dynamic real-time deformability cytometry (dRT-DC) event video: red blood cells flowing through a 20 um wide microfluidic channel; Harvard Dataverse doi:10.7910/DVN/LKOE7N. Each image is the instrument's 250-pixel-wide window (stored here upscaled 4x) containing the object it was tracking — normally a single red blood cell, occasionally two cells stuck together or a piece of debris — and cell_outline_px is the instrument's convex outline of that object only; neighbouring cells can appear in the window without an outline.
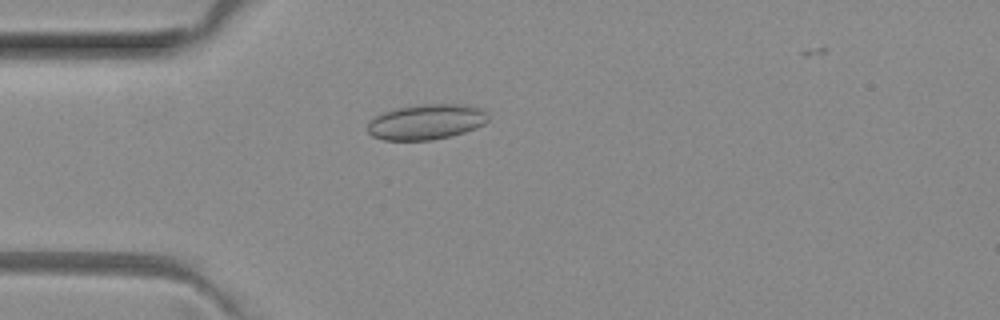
{"species": "common noctule bat (a hibernating species)", "species_latin": "Nyctalus noctula", "temperature_condition": "room temperature", "stored_images_in_passage": 38, "camera_frame_rate_fps": 3000, "um_per_image_px": 0.085, "animal": {"sex": "female", "body_mass_g": 29.2, "forearm_length_mm": 56.3}, "frame": {"image": 1, "passage_image": 1, "time_ms": 0.0, "image_size_px": [1000, 320], "cell_outline_px": [[488, 120], [484, 124], [476, 128], [464, 132], [432, 140], [384, 140], [372, 136], [368, 132], [368, 120], [392, 108], [420, 104], [468, 104], [480, 108], [488, 112]], "centroid_in_image_um": [36.23, 10.34], "position_along_channel_um": 48.8, "area_um2": 25.09}}
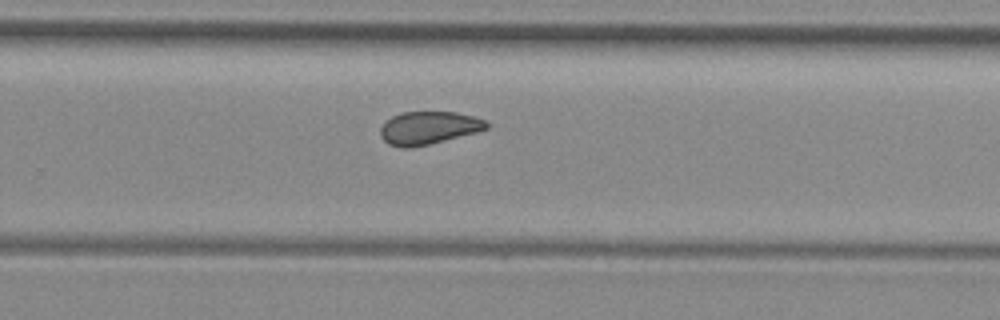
{"frame": {"image": 2, "passage_image": 20, "time_ms": 6.333, "image_size_px": [1000, 320], "cell_outline_px": [[488, 128], [476, 132], [412, 148], [400, 148], [388, 144], [380, 136], [380, 128], [392, 116], [400, 112], [452, 112], [476, 116], [484, 120], [488, 124]], "centroid_in_image_um": [36.4, 10.87], "position_along_channel_um": 293.4, "area_um2": 20.23}}
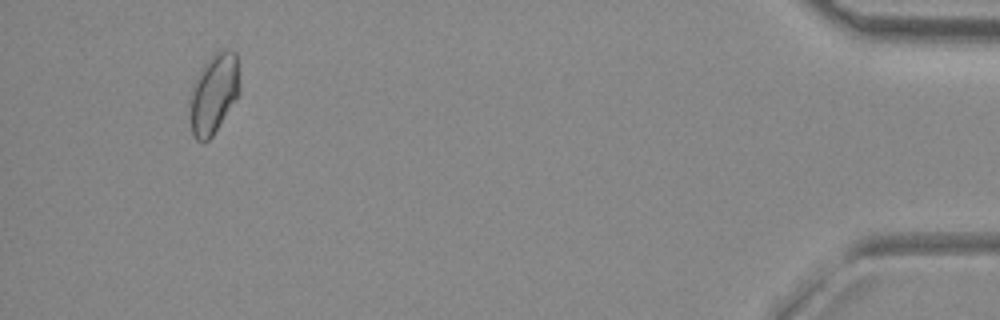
{"frame": {"image": 3, "passage_image": 35, "time_ms": 11.333, "image_size_px": [1000, 320], "cell_outline_px": [[240, 92], [212, 136], [208, 140], [196, 140], [192, 132], [192, 88], [204, 64], [216, 52], [224, 48], [236, 52], [240, 80]], "centroid_in_image_um": [18.23, 7.9], "position_along_channel_um": 417.0, "area_um2": 22.37}, "authors_computed_cell_mechanics": {"area_um2": 20.9814, "velocity_mm_per_s": 4.0464, "shape_relaxation_time_tau1_ms": null, "shape_relaxation_time_tau2_ms": 3.3559, "deformation_change_tau1": null, "deformation_change_tau2": 0.0686}}